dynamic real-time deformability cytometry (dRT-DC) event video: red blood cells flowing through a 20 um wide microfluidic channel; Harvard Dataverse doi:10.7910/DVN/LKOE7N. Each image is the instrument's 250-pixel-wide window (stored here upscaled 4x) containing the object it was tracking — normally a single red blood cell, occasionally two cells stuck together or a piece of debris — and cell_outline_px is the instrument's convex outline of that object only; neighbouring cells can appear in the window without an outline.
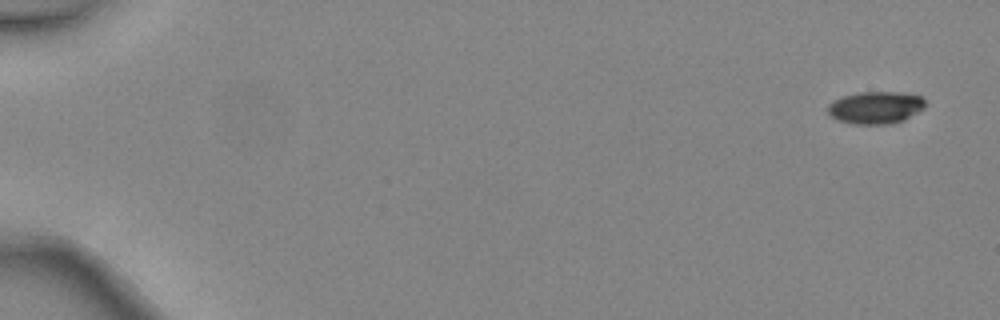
{"species": "common noctule bat (a hibernating species)", "species_latin": "Nyctalus noctula", "temperature_condition": "warm", "stored_images_in_passage": 3, "camera_frame_rate_fps": 3000, "um_per_image_px": 0.085, "animal": {"sex": "female", "body_mass_g": 24.6, "forearm_length_mm": 56.2}, "frame": {"image": 1, "passage_image": 1, "time_ms": 0.0, "image_size_px": [1000, 320], "cell_outline_px": [[924, 108], [904, 120], [892, 124], [852, 124], [836, 120], [828, 112], [828, 104], [832, 100], [844, 96], [860, 92], [904, 92], [924, 96]], "centroid_in_image_um": [74.43, 9.14], "position_along_channel_um": 10.6, "area_um2": 18.55}}